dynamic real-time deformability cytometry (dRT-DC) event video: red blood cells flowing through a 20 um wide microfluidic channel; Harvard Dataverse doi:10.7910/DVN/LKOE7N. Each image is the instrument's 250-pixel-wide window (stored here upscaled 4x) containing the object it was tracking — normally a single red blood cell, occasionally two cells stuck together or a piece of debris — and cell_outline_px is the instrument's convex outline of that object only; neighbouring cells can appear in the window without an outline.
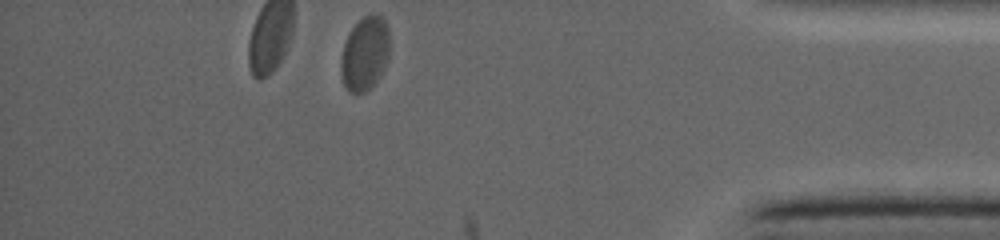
{"species": "common noctule bat (a hibernating species)", "species_latin": "Nyctalus noctula", "temperature_condition": "warm", "stored_images_in_passage": 49, "camera_frame_rate_fps": 5000, "um_per_image_px": 0.085, "animal": {"sex": "female", "body_mass_g": 19.0, "forearm_length_mm": 53.3}, "frame": {"image": 1, "passage_image": 49, "time_ms": 10.0, "image_size_px": [1000, 240], "cell_outline_px": [[388, 60], [380, 76], [364, 92], [348, 92], [344, 84], [340, 72], [340, 60], [344, 44], [352, 28], [364, 16], [372, 12], [376, 12], [388, 24]], "centroid_in_image_um": [31.01, 4.53], "position_along_channel_um": 404.2, "area_um2": 20.87}}